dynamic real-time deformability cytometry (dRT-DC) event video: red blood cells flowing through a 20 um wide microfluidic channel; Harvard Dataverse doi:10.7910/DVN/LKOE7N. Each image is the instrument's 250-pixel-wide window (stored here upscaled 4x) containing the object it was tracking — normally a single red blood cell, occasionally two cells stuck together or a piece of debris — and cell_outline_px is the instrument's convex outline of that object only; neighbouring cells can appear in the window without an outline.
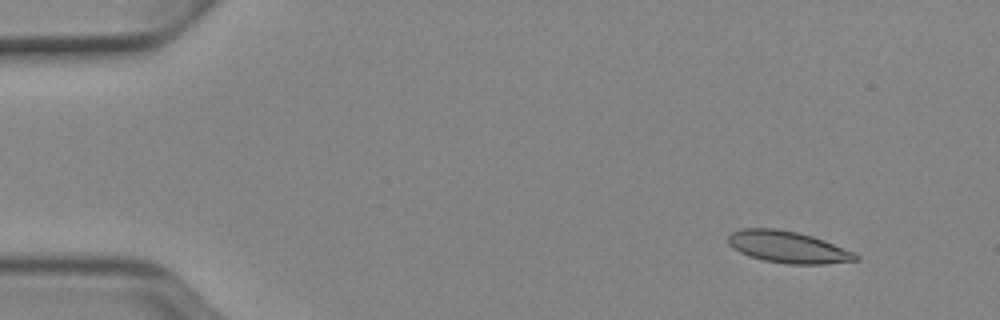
{"species": "Egyptian fruit bat (a non-hibernating species)", "species_latin": "Rousettus aegyptiacus", "temperature_condition": "cold", "stored_images_in_passage": 49, "camera_frame_rate_fps": 3000, "um_per_image_px": 0.085, "animal": {"sex": "female"}, "frame": {"image": 1, "passage_image": 2, "time_ms": 0.333, "image_size_px": [1000, 320], "cell_outline_px": [[860, 260], [824, 264], [788, 264], [764, 260], [748, 256], [732, 248], [728, 244], [728, 236], [732, 232], [740, 228], [776, 228], [796, 232], [812, 236], [824, 240], [852, 252], [860, 256]], "centroid_in_image_um": [66.94, 21.0], "position_along_channel_um": 18.1, "area_um2": 23.58}}
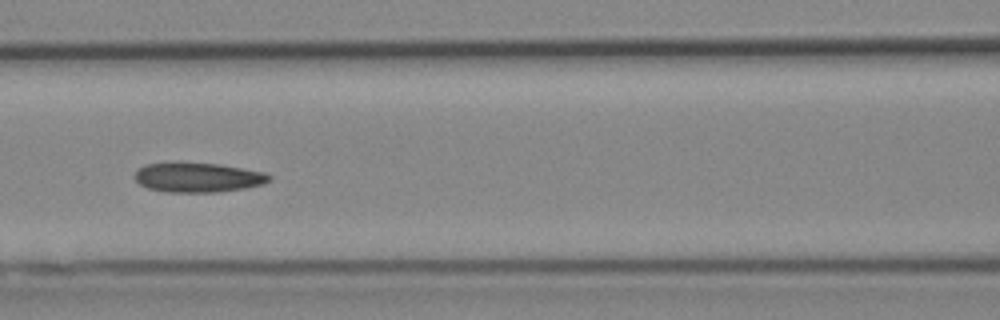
{"frame": {"image": 2, "passage_image": 20, "time_ms": 6.333, "image_size_px": [1000, 320], "cell_outline_px": [[272, 180], [264, 184], [244, 188], [216, 192], [168, 192], [148, 188], [140, 184], [132, 176], [144, 164], [220, 164], [264, 172], [272, 176]], "centroid_in_image_um": [16.87, 15.1], "position_along_channel_um": 149.7, "area_um2": 22.77}}
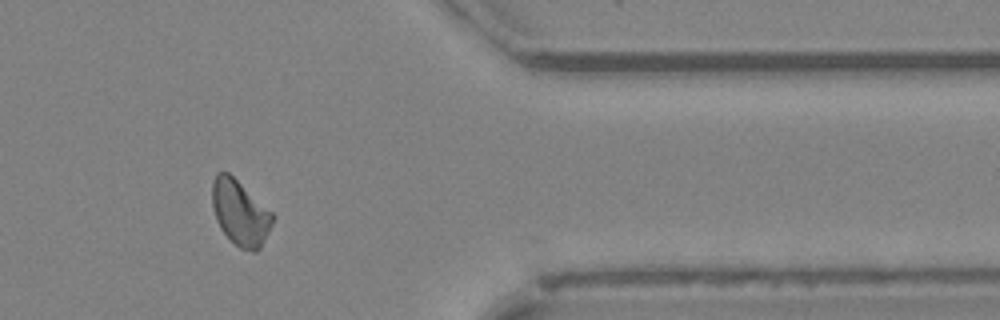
{"frame": {"image": 3, "passage_image": 40, "time_ms": 13.0, "image_size_px": [1000, 320], "cell_outline_px": [[276, 216], [260, 248], [256, 252], [252, 252], [240, 248], [220, 228], [216, 220], [212, 204], [212, 184], [216, 172], [228, 172], [272, 212]], "centroid_in_image_um": [20.41, 18.08], "position_along_channel_um": 391.0, "area_um2": 22.72}, "authors_computed_cell_mechanics": {"area_um2": 23.0622, "velocity_mm_per_s": 3.8977, "shape_relaxation_time_tau1_ms": null, "shape_relaxation_time_tau2_ms": 10.6901, "deformation_change_tau1": null, "deformation_change_tau2": 0.1555}}